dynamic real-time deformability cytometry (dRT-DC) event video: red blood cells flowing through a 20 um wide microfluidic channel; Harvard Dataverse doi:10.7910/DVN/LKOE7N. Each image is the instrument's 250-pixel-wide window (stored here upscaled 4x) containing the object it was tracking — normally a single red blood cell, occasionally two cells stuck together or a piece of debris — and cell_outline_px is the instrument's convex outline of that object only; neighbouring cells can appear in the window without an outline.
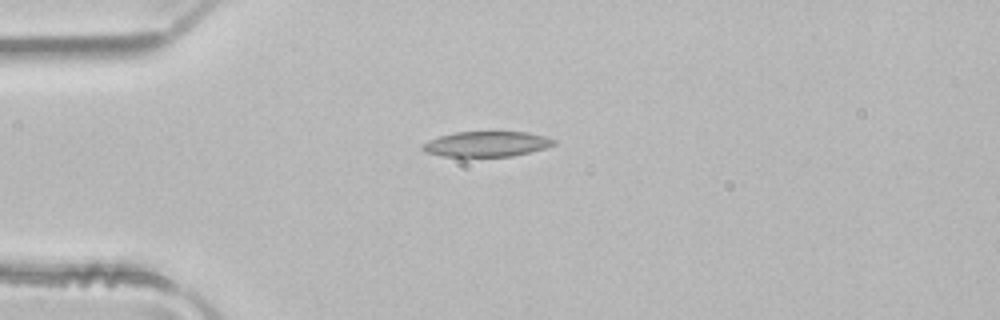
{"species": "common noctule bat (a hibernating species)", "species_latin": "Nyctalus noctula", "temperature_condition": "room temperature", "stored_images_in_passage": 2, "camera_frame_rate_fps": 3000, "um_per_image_px": 0.085, "animal": {"sex": "male", "body_mass_g": 21.5, "forearm_length_mm": 52.0}, "frame": {"image": 1, "passage_image": 1, "time_ms": 0.0, "image_size_px": [1000, 320], "cell_outline_px": [[556, 144], [544, 148], [512, 156], [444, 156], [424, 152], [420, 148], [428, 140], [440, 136], [456, 132], [528, 132], [548, 136], [556, 140]], "centroid_in_image_um": [41.38, 12.23], "position_along_channel_um": 43.6, "area_um2": 19.25}}
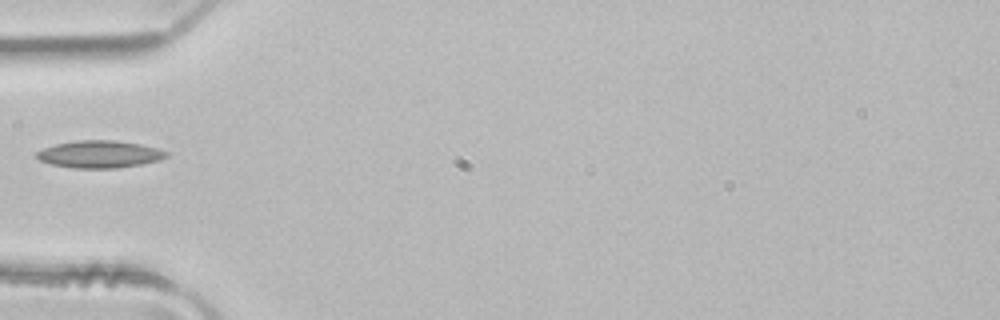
{"frame": {"image": 2, "passage_image": 2, "time_ms": 0.333, "image_size_px": [1000, 320], "cell_outline_px": [[168, 156], [160, 160], [140, 164], [116, 168], [72, 168], [52, 164], [40, 160], [36, 156], [36, 152], [44, 148], [56, 144], [76, 140], [116, 140], [140, 144], [156, 148], [168, 152]], "centroid_in_image_um": [8.47, 13.1], "position_along_channel_um": 76.5, "area_um2": 20.52}}